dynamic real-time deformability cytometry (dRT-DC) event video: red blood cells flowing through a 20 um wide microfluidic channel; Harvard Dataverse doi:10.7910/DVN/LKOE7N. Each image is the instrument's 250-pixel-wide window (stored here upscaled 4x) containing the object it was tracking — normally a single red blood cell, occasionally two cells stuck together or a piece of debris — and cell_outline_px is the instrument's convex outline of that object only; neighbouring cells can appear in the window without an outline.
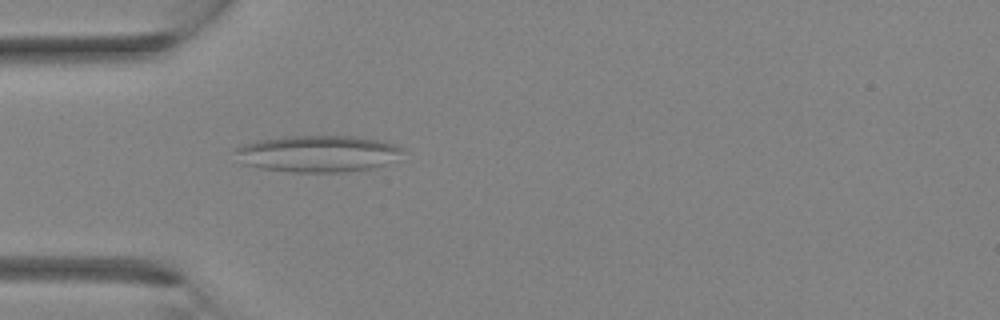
{"species": "Egyptian fruit bat (a non-hibernating species)", "species_latin": "Rousettus aegyptiacus", "temperature_condition": "room temperature", "stored_images_in_passage": 24, "camera_frame_rate_fps": 3000, "um_per_image_px": 0.085, "animal": {"sex": "female"}, "frame": {"image": 1, "passage_image": 1, "time_ms": 0.0, "image_size_px": [1000, 320], "cell_outline_px": [[404, 148], [400, 160], [372, 168], [344, 172], [292, 172], [260, 168], [240, 164], [232, 148], [256, 140], [284, 136], [356, 136], [380, 140], [396, 144]], "centroid_in_image_um": [27.02, 13.06], "position_along_channel_um": 58.0, "area_um2": 36.53}}
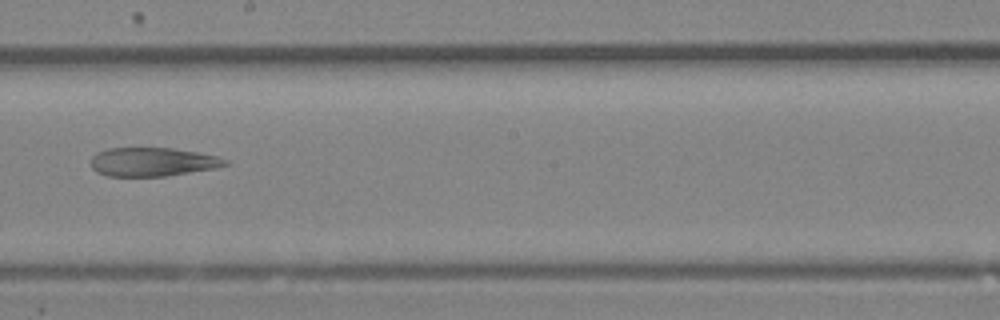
{"frame": {"image": 2, "passage_image": 10, "time_ms": 3.0, "image_size_px": [1000, 320], "cell_outline_px": [[228, 164], [216, 168], [164, 176], [108, 176], [96, 172], [88, 164], [92, 156], [96, 152], [108, 148], [172, 148], [196, 152], [216, 156], [228, 160]], "centroid_in_image_um": [12.9, 13.76], "position_along_channel_um": 235.3, "area_um2": 22.54}}
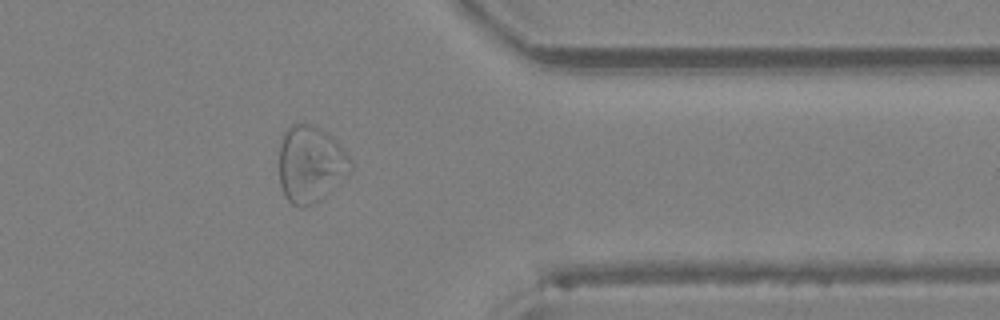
{"frame": {"image": 3, "passage_image": 18, "time_ms": 5.667, "image_size_px": [1000, 320], "cell_outline_px": [[352, 168], [344, 176], [312, 204], [300, 208], [292, 204], [284, 196], [280, 184], [280, 144], [284, 132], [292, 124], [312, 124], [328, 132], [344, 148], [352, 160]], "centroid_in_image_um": [26.38, 13.9], "position_along_channel_um": 385.0, "area_um2": 31.5}}